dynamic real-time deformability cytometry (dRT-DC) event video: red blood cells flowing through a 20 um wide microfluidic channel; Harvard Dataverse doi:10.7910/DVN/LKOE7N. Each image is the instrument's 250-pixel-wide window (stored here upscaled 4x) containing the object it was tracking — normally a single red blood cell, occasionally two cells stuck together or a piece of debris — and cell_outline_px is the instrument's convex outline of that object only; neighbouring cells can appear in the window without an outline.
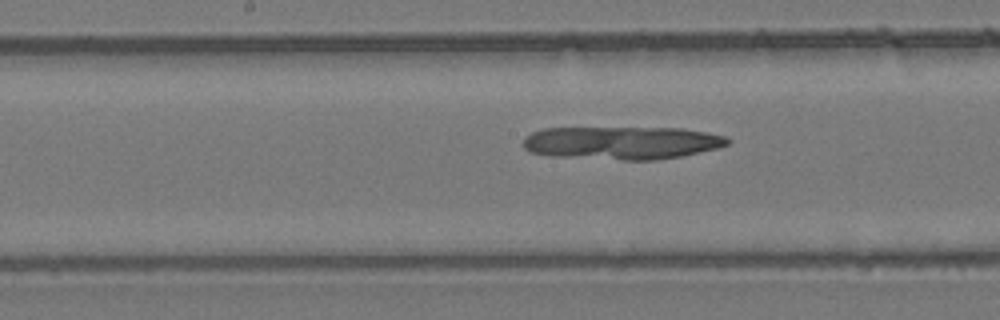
{"species": "common noctule bat (a hibernating species)", "species_latin": "Nyctalus noctula", "temperature_condition": "room temperature", "stored_images_in_passage": 31, "camera_frame_rate_fps": 3000, "um_per_image_px": 0.085, "animal": {"sex": "female", "body_mass_g": 24.6, "forearm_length_mm": 56.2}, "frame": {"image": 1, "passage_image": 12, "time_ms": 3.667, "image_size_px": [1000, 320], "cell_outline_px": [[732, 140], [728, 144], [716, 148], [680, 156], [656, 160], [624, 160], [548, 156], [528, 152], [524, 148], [524, 136], [540, 128], [684, 128], [724, 136]], "centroid_in_image_um": [52.79, 12.14], "position_along_channel_um": 195.4, "area_um2": 39.48}}
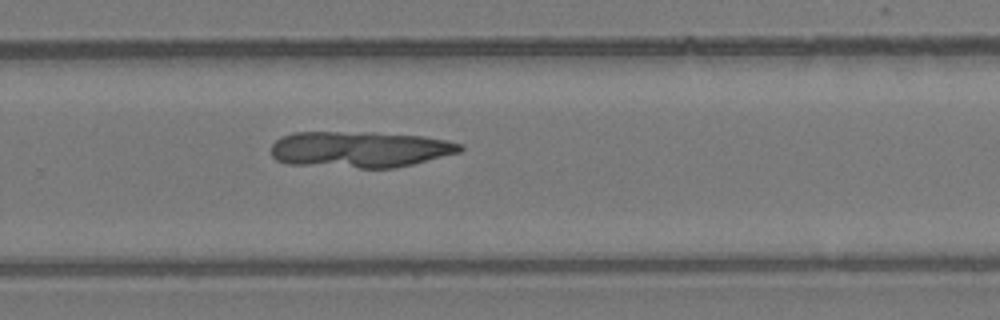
{"frame": {"image": 2, "passage_image": 20, "time_ms": 6.333, "image_size_px": [1000, 320], "cell_outline_px": [[464, 148], [460, 152], [396, 168], [360, 168], [288, 164], [276, 160], [272, 156], [272, 144], [280, 136], [292, 132], [376, 132], [424, 136], [448, 140], [464, 144]], "centroid_in_image_um": [30.6, 12.69], "position_along_channel_um": 299.2, "area_um2": 40.34}}
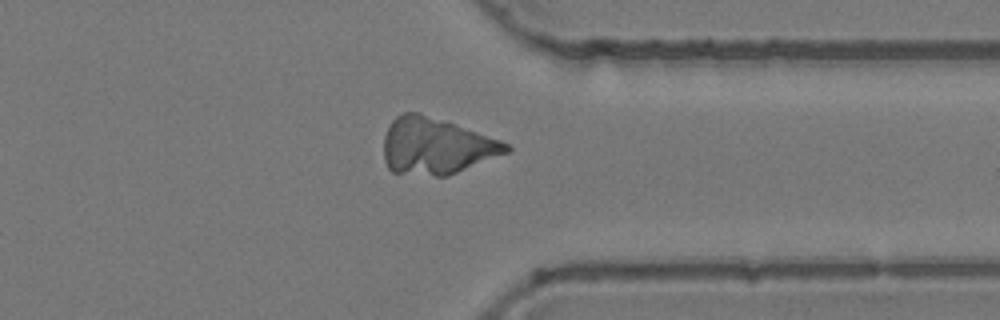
{"frame": {"image": 3, "passage_image": 26, "time_ms": 8.333, "image_size_px": [1000, 320], "cell_outline_px": [[512, 148], [508, 152], [448, 176], [436, 176], [392, 172], [388, 168], [384, 160], [384, 136], [388, 124], [396, 116], [404, 112], [420, 112], [456, 124], [500, 140], [508, 144]], "centroid_in_image_um": [37.04, 12.41], "position_along_channel_um": 374.4, "area_um2": 40.34}}